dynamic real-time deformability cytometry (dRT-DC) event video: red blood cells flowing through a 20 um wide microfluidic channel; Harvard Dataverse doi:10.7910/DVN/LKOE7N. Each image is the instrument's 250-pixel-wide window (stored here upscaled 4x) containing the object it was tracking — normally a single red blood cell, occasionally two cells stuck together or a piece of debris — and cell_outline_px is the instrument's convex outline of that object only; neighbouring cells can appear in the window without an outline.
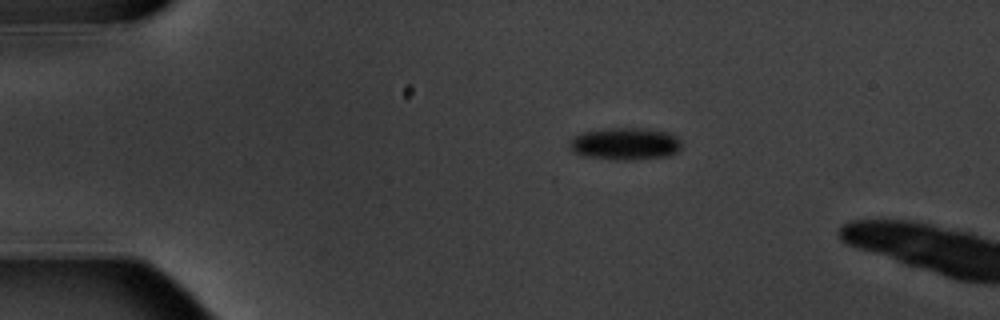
{"species": "common noctule bat (a hibernating species)", "species_latin": "Nyctalus noctula", "temperature_condition": "warm", "stored_images_in_passage": 2, "camera_frame_rate_fps": 3000, "um_per_image_px": 0.085, "animal": {"sex": "male", "body_mass_g": 20.1, "forearm_length_mm": 53.5}, "frame": {"image": 1, "passage_image": 1, "time_ms": 0.0, "image_size_px": [1000, 320], "cell_outline_px": [[680, 148], [676, 152], [668, 156], [632, 160], [620, 160], [584, 156], [572, 152], [568, 148], [568, 140], [572, 136], [580, 132], [612, 128], [640, 128], [668, 132], [676, 136], [680, 140]], "centroid_in_image_um": [53.07, 12.22], "position_along_channel_um": 31.9, "area_um2": 21.27}}